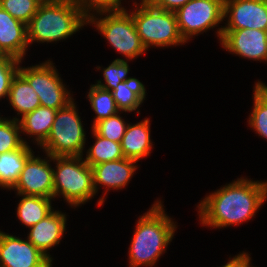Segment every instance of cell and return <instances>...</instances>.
<instances>
[{"label":"cell","mask_w":267,"mask_h":267,"mask_svg":"<svg viewBox=\"0 0 267 267\" xmlns=\"http://www.w3.org/2000/svg\"><path fill=\"white\" fill-rule=\"evenodd\" d=\"M267 200V181L238 178L198 204L203 226L226 228L250 220Z\"/></svg>","instance_id":"cell-1"},{"label":"cell","mask_w":267,"mask_h":267,"mask_svg":"<svg viewBox=\"0 0 267 267\" xmlns=\"http://www.w3.org/2000/svg\"><path fill=\"white\" fill-rule=\"evenodd\" d=\"M163 207L157 200L139 217L128 251L129 267L155 266L172 241L177 227Z\"/></svg>","instance_id":"cell-2"},{"label":"cell","mask_w":267,"mask_h":267,"mask_svg":"<svg viewBox=\"0 0 267 267\" xmlns=\"http://www.w3.org/2000/svg\"><path fill=\"white\" fill-rule=\"evenodd\" d=\"M86 24L74 0H44L27 24L28 44L65 40Z\"/></svg>","instance_id":"cell-3"},{"label":"cell","mask_w":267,"mask_h":267,"mask_svg":"<svg viewBox=\"0 0 267 267\" xmlns=\"http://www.w3.org/2000/svg\"><path fill=\"white\" fill-rule=\"evenodd\" d=\"M83 156L52 157L54 198L63 195V199L74 207L94 198L93 170Z\"/></svg>","instance_id":"cell-4"},{"label":"cell","mask_w":267,"mask_h":267,"mask_svg":"<svg viewBox=\"0 0 267 267\" xmlns=\"http://www.w3.org/2000/svg\"><path fill=\"white\" fill-rule=\"evenodd\" d=\"M130 12L137 33L145 48L151 46L169 47L186 43L178 29L175 12L154 7L148 0H141L139 6L134 2Z\"/></svg>","instance_id":"cell-5"},{"label":"cell","mask_w":267,"mask_h":267,"mask_svg":"<svg viewBox=\"0 0 267 267\" xmlns=\"http://www.w3.org/2000/svg\"><path fill=\"white\" fill-rule=\"evenodd\" d=\"M74 101L58 109L51 131L40 146L52 157L83 156L86 133Z\"/></svg>","instance_id":"cell-6"},{"label":"cell","mask_w":267,"mask_h":267,"mask_svg":"<svg viewBox=\"0 0 267 267\" xmlns=\"http://www.w3.org/2000/svg\"><path fill=\"white\" fill-rule=\"evenodd\" d=\"M99 15L101 17H98ZM98 16H92L88 24L96 26V30L100 31L112 48L123 54L127 61L144 54L147 49L137 33L132 15L127 10L100 13Z\"/></svg>","instance_id":"cell-7"},{"label":"cell","mask_w":267,"mask_h":267,"mask_svg":"<svg viewBox=\"0 0 267 267\" xmlns=\"http://www.w3.org/2000/svg\"><path fill=\"white\" fill-rule=\"evenodd\" d=\"M18 72L37 93L41 106L58 110L74 100L52 61L48 60L27 68L19 65Z\"/></svg>","instance_id":"cell-8"},{"label":"cell","mask_w":267,"mask_h":267,"mask_svg":"<svg viewBox=\"0 0 267 267\" xmlns=\"http://www.w3.org/2000/svg\"><path fill=\"white\" fill-rule=\"evenodd\" d=\"M224 0H190L175 14L181 37L188 40L215 28L224 20Z\"/></svg>","instance_id":"cell-9"},{"label":"cell","mask_w":267,"mask_h":267,"mask_svg":"<svg viewBox=\"0 0 267 267\" xmlns=\"http://www.w3.org/2000/svg\"><path fill=\"white\" fill-rule=\"evenodd\" d=\"M225 26L217 30L221 41L223 29H257L267 31V4L262 0H224Z\"/></svg>","instance_id":"cell-10"},{"label":"cell","mask_w":267,"mask_h":267,"mask_svg":"<svg viewBox=\"0 0 267 267\" xmlns=\"http://www.w3.org/2000/svg\"><path fill=\"white\" fill-rule=\"evenodd\" d=\"M45 159L35 157L34 153L27 159L20 173L18 182L11 190L17 194L54 198L53 168L49 164L52 156ZM49 159V160H47Z\"/></svg>","instance_id":"cell-11"},{"label":"cell","mask_w":267,"mask_h":267,"mask_svg":"<svg viewBox=\"0 0 267 267\" xmlns=\"http://www.w3.org/2000/svg\"><path fill=\"white\" fill-rule=\"evenodd\" d=\"M0 267H52V261L28 239L0 231Z\"/></svg>","instance_id":"cell-12"},{"label":"cell","mask_w":267,"mask_h":267,"mask_svg":"<svg viewBox=\"0 0 267 267\" xmlns=\"http://www.w3.org/2000/svg\"><path fill=\"white\" fill-rule=\"evenodd\" d=\"M222 47L243 58L267 62V31L257 29H223Z\"/></svg>","instance_id":"cell-13"},{"label":"cell","mask_w":267,"mask_h":267,"mask_svg":"<svg viewBox=\"0 0 267 267\" xmlns=\"http://www.w3.org/2000/svg\"><path fill=\"white\" fill-rule=\"evenodd\" d=\"M135 163L137 161L123 158L92 166L95 192H98V184L106 187L104 196L99 199L97 205L101 206L104 203L105 194L109 189L117 191L127 186L138 167Z\"/></svg>","instance_id":"cell-14"},{"label":"cell","mask_w":267,"mask_h":267,"mask_svg":"<svg viewBox=\"0 0 267 267\" xmlns=\"http://www.w3.org/2000/svg\"><path fill=\"white\" fill-rule=\"evenodd\" d=\"M66 214L59 210H53L38 223L30 227L27 239L51 261V255L48 254L50 248L58 245L63 238L66 229Z\"/></svg>","instance_id":"cell-15"},{"label":"cell","mask_w":267,"mask_h":267,"mask_svg":"<svg viewBox=\"0 0 267 267\" xmlns=\"http://www.w3.org/2000/svg\"><path fill=\"white\" fill-rule=\"evenodd\" d=\"M28 47L27 25L0 7V53L22 61Z\"/></svg>","instance_id":"cell-16"},{"label":"cell","mask_w":267,"mask_h":267,"mask_svg":"<svg viewBox=\"0 0 267 267\" xmlns=\"http://www.w3.org/2000/svg\"><path fill=\"white\" fill-rule=\"evenodd\" d=\"M150 120L145 118L137 124L127 125L121 140V149L125 158L139 161L151 154Z\"/></svg>","instance_id":"cell-17"},{"label":"cell","mask_w":267,"mask_h":267,"mask_svg":"<svg viewBox=\"0 0 267 267\" xmlns=\"http://www.w3.org/2000/svg\"><path fill=\"white\" fill-rule=\"evenodd\" d=\"M56 113L55 109L39 106L21 119L17 117H13V119L18 121L21 133H26L31 137L35 136V143L41 146L50 134Z\"/></svg>","instance_id":"cell-18"},{"label":"cell","mask_w":267,"mask_h":267,"mask_svg":"<svg viewBox=\"0 0 267 267\" xmlns=\"http://www.w3.org/2000/svg\"><path fill=\"white\" fill-rule=\"evenodd\" d=\"M34 152L24 143L19 149L0 154V187L11 190L18 182L27 159Z\"/></svg>","instance_id":"cell-19"},{"label":"cell","mask_w":267,"mask_h":267,"mask_svg":"<svg viewBox=\"0 0 267 267\" xmlns=\"http://www.w3.org/2000/svg\"><path fill=\"white\" fill-rule=\"evenodd\" d=\"M8 101L22 117L41 106L37 93L19 72L12 79Z\"/></svg>","instance_id":"cell-20"},{"label":"cell","mask_w":267,"mask_h":267,"mask_svg":"<svg viewBox=\"0 0 267 267\" xmlns=\"http://www.w3.org/2000/svg\"><path fill=\"white\" fill-rule=\"evenodd\" d=\"M117 109L120 112H136L139 115V107L146 98V90L138 79L121 82L111 91Z\"/></svg>","instance_id":"cell-21"},{"label":"cell","mask_w":267,"mask_h":267,"mask_svg":"<svg viewBox=\"0 0 267 267\" xmlns=\"http://www.w3.org/2000/svg\"><path fill=\"white\" fill-rule=\"evenodd\" d=\"M17 195L22 197V199L18 203L16 216L26 227H32L54 210L51 205L52 199L50 198L23 194Z\"/></svg>","instance_id":"cell-22"},{"label":"cell","mask_w":267,"mask_h":267,"mask_svg":"<svg viewBox=\"0 0 267 267\" xmlns=\"http://www.w3.org/2000/svg\"><path fill=\"white\" fill-rule=\"evenodd\" d=\"M95 143L87 150L85 162L89 166L98 165L108 161H115L125 158L121 143L113 142L107 138L101 137L92 130Z\"/></svg>","instance_id":"cell-23"},{"label":"cell","mask_w":267,"mask_h":267,"mask_svg":"<svg viewBox=\"0 0 267 267\" xmlns=\"http://www.w3.org/2000/svg\"><path fill=\"white\" fill-rule=\"evenodd\" d=\"M253 90L254 106L248 124L259 136L267 139V90L258 82Z\"/></svg>","instance_id":"cell-24"},{"label":"cell","mask_w":267,"mask_h":267,"mask_svg":"<svg viewBox=\"0 0 267 267\" xmlns=\"http://www.w3.org/2000/svg\"><path fill=\"white\" fill-rule=\"evenodd\" d=\"M87 98L93 111L96 113L93 125L110 116L116 115L120 111L117 109L111 91L104 90L94 84L90 86Z\"/></svg>","instance_id":"cell-25"},{"label":"cell","mask_w":267,"mask_h":267,"mask_svg":"<svg viewBox=\"0 0 267 267\" xmlns=\"http://www.w3.org/2000/svg\"><path fill=\"white\" fill-rule=\"evenodd\" d=\"M17 120L0 117V154L19 149L24 143Z\"/></svg>","instance_id":"cell-26"},{"label":"cell","mask_w":267,"mask_h":267,"mask_svg":"<svg viewBox=\"0 0 267 267\" xmlns=\"http://www.w3.org/2000/svg\"><path fill=\"white\" fill-rule=\"evenodd\" d=\"M103 80L105 84L102 83L101 79L97 80V83L94 84L104 90L113 91L119 83L125 82L131 79H136L132 77H127L129 72V65L125 59L117 58L112 63L103 68Z\"/></svg>","instance_id":"cell-27"},{"label":"cell","mask_w":267,"mask_h":267,"mask_svg":"<svg viewBox=\"0 0 267 267\" xmlns=\"http://www.w3.org/2000/svg\"><path fill=\"white\" fill-rule=\"evenodd\" d=\"M44 0H0V7L12 17L25 23L30 22Z\"/></svg>","instance_id":"cell-28"},{"label":"cell","mask_w":267,"mask_h":267,"mask_svg":"<svg viewBox=\"0 0 267 267\" xmlns=\"http://www.w3.org/2000/svg\"><path fill=\"white\" fill-rule=\"evenodd\" d=\"M128 123L118 113L92 125V130L101 137L121 143Z\"/></svg>","instance_id":"cell-29"},{"label":"cell","mask_w":267,"mask_h":267,"mask_svg":"<svg viewBox=\"0 0 267 267\" xmlns=\"http://www.w3.org/2000/svg\"><path fill=\"white\" fill-rule=\"evenodd\" d=\"M74 1L80 7L84 17L87 20H89L92 16H95L100 13L121 12L126 10L124 7H122L121 4L122 0H74Z\"/></svg>","instance_id":"cell-30"},{"label":"cell","mask_w":267,"mask_h":267,"mask_svg":"<svg viewBox=\"0 0 267 267\" xmlns=\"http://www.w3.org/2000/svg\"><path fill=\"white\" fill-rule=\"evenodd\" d=\"M22 61L8 55L0 57V99L9 95L12 79L17 74Z\"/></svg>","instance_id":"cell-31"},{"label":"cell","mask_w":267,"mask_h":267,"mask_svg":"<svg viewBox=\"0 0 267 267\" xmlns=\"http://www.w3.org/2000/svg\"><path fill=\"white\" fill-rule=\"evenodd\" d=\"M154 7L176 12L190 0H148Z\"/></svg>","instance_id":"cell-32"},{"label":"cell","mask_w":267,"mask_h":267,"mask_svg":"<svg viewBox=\"0 0 267 267\" xmlns=\"http://www.w3.org/2000/svg\"><path fill=\"white\" fill-rule=\"evenodd\" d=\"M247 252H240L238 255L234 256L231 260L220 267H252L251 257Z\"/></svg>","instance_id":"cell-33"},{"label":"cell","mask_w":267,"mask_h":267,"mask_svg":"<svg viewBox=\"0 0 267 267\" xmlns=\"http://www.w3.org/2000/svg\"><path fill=\"white\" fill-rule=\"evenodd\" d=\"M258 83H260L266 90H267V85L261 81H258Z\"/></svg>","instance_id":"cell-34"}]
</instances>
